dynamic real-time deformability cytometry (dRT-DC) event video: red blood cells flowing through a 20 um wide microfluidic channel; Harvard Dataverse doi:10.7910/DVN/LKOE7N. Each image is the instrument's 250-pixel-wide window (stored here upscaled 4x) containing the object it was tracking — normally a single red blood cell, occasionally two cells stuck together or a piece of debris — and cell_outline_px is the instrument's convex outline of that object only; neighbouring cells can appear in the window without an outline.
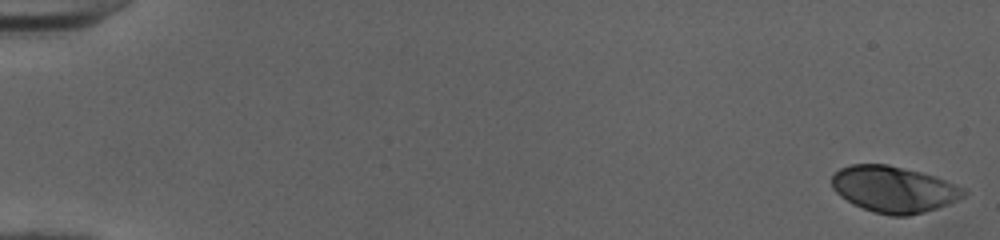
{"species": "human", "species_latin": "Homo sapiens", "temperature_condition": "cold", "stored_images_in_passage": 52, "camera_frame_rate_fps": 3000, "um_per_image_px": 0.085, "donor": {"sex": "female"}, "frame": {"image": 1, "passage_image": 1, "time_ms": 0.0, "image_size_px": [1000, 240], "cell_outline_px": [[968, 192], [964, 196], [948, 204], [924, 212], [908, 216], [892, 216], [872, 212], [852, 204], [840, 196], [832, 188], [832, 176], [840, 168], [852, 164], [888, 164], [920, 172], [944, 180], [964, 188]], "centroid_in_image_um": [75.94, 16.1], "position_along_channel_um": 9.1, "area_um2": 35.49}}
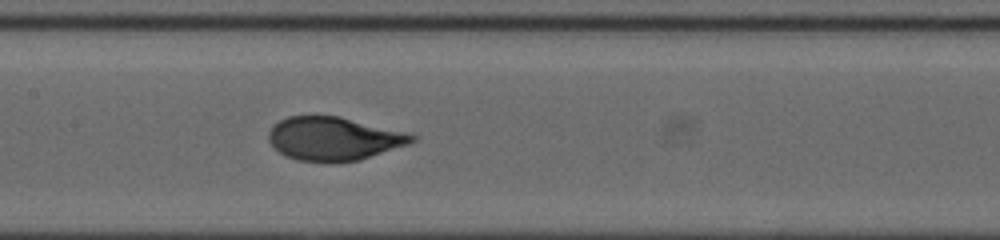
{"frame": {"image": 2, "passage_image": 27, "time_ms": 8.667, "image_size_px": [1000, 240], "cell_outline_px": [[416, 140], [408, 144], [360, 160], [296, 160], [284, 156], [268, 140], [268, 132], [280, 120], [288, 116], [340, 116], [408, 132], [416, 136]], "centroid_in_image_um": [28.39, 11.76], "position_along_channel_um": 179.0, "area_um2": 35.72}}
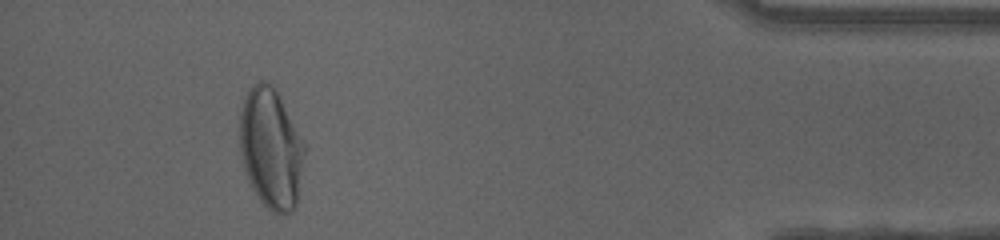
{"frame": {"image": 3, "passage_image": 48, "time_ms": 15.667, "image_size_px": [1000, 240], "cell_outline_px": [[304, 152], [296, 204], [292, 212], [272, 212], [256, 196], [244, 172], [240, 152], [240, 112], [244, 100], [252, 84], [260, 80], [264, 80], [276, 88], [304, 144]], "centroid_in_image_um": [22.99, 12.59], "position_along_channel_um": 412.2, "area_um2": 44.97}, "authors_computed_cell_mechanics": {"area_um2": 36.2406, "velocity_mm_per_s": 4.0196, "shape_relaxation_time_tau1_ms": 4.3472, "shape_relaxation_time_tau2_ms": null, "deformation_change_tau1": 0.2112, "deformation_change_tau2": null}}